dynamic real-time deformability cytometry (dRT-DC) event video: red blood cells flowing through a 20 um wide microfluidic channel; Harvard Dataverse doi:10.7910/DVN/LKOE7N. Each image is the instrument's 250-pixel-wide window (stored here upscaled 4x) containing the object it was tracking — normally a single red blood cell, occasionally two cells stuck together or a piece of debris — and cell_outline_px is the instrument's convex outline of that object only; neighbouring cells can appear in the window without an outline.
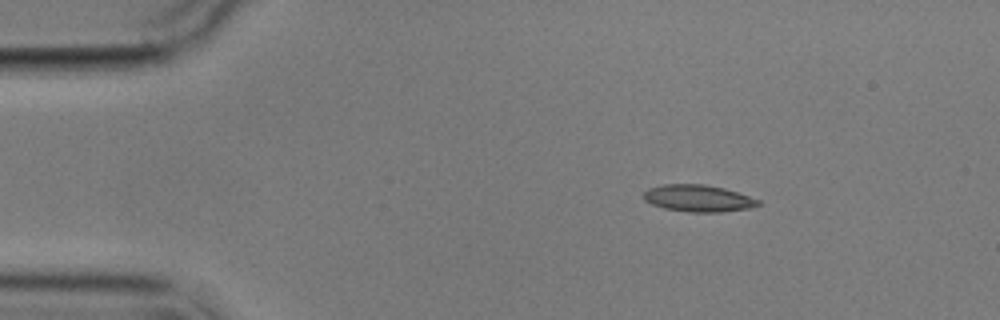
{"species": "common noctule bat (a hibernating species)", "species_latin": "Nyctalus noctula", "temperature_condition": "cold", "stored_images_in_passage": 2, "camera_frame_rate_fps": 3000, "um_per_image_px": 0.085, "animal": {"sex": "male", "body_mass_g": 17.9}, "frame": {"image": 1, "passage_image": 1, "time_ms": 0.0, "image_size_px": [1000, 320], "cell_outline_px": [[760, 204], [748, 208], [720, 212], [688, 212], [664, 208], [652, 204], [644, 200], [644, 192], [648, 188], [664, 184], [704, 184], [724, 188], [760, 200]], "centroid_in_image_um": [59.32, 16.85], "position_along_channel_um": 25.7, "area_um2": 17.8}}